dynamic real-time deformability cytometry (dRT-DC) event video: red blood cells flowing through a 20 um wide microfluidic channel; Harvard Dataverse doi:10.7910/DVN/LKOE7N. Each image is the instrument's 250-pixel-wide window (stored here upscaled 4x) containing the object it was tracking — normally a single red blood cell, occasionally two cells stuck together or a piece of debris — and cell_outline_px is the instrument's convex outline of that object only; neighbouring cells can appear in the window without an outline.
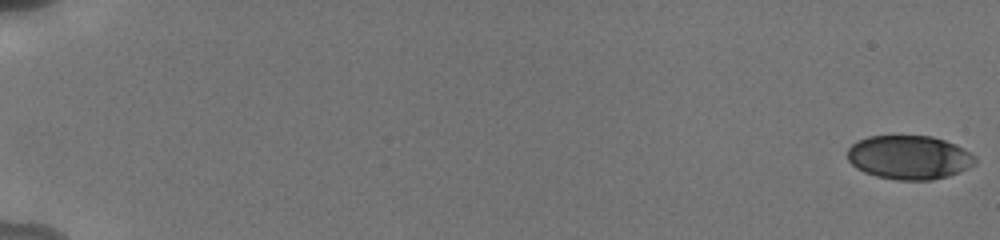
{"species": "human", "species_latin": "Homo sapiens", "temperature_condition": "cold", "stored_images_in_passage": 10, "camera_frame_rate_fps": 3000, "um_per_image_px": 0.085, "donor": {"sex": "male"}, "frame": {"image": 1, "passage_image": 1, "time_ms": 0.0, "image_size_px": [1000, 240], "cell_outline_px": [[976, 164], [968, 168], [948, 176], [932, 180], [896, 180], [876, 176], [864, 172], [856, 168], [848, 160], [848, 148], [856, 140], [868, 136], [932, 136], [956, 144], [964, 148], [976, 156]], "centroid_in_image_um": [77.28, 13.37], "position_along_channel_um": 7.7, "area_um2": 32.89}}